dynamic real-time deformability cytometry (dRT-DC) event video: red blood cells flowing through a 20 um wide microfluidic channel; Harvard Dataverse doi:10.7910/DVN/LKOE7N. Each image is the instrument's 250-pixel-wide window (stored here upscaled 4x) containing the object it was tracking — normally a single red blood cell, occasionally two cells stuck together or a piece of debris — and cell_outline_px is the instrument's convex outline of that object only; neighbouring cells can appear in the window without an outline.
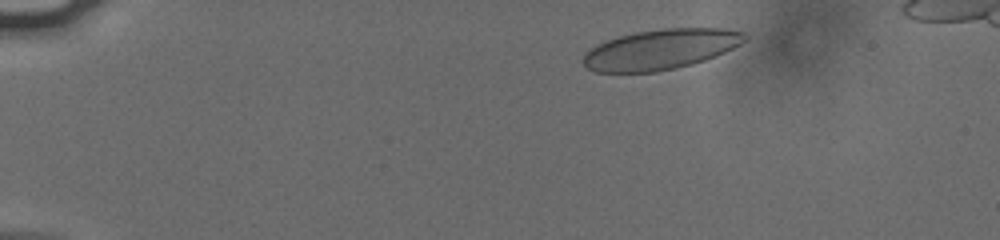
{"species": "human", "species_latin": "Homo sapiens", "temperature_condition": "cold", "stored_images_in_passage": 46, "camera_frame_rate_fps": 3000, "um_per_image_px": 0.085, "donor": {"sex": "male"}, "frame": {"image": 1, "passage_image": 1, "time_ms": 0.0, "image_size_px": [1000, 240], "cell_outline_px": [[748, 36], [740, 44], [724, 52], [704, 60], [692, 64], [676, 68], [656, 72], [596, 72], [588, 68], [584, 64], [584, 52], [608, 40], [620, 36], [636, 32], [664, 28], [724, 28], [744, 32]], "centroid_in_image_um": [56.17, 4.19], "position_along_channel_um": 28.8, "area_um2": 37.51}}
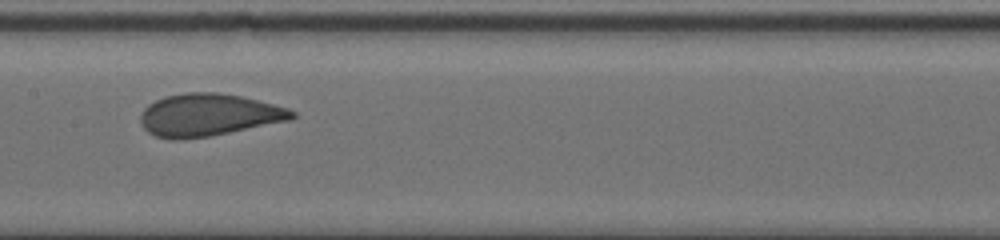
{"frame": {"image": 2, "passage_image": 21, "time_ms": 6.667, "image_size_px": [1000, 240], "cell_outline_px": [[296, 116], [292, 120], [208, 136], [180, 140], [172, 140], [156, 136], [148, 132], [144, 128], [140, 120], [140, 116], [144, 108], [148, 104], [164, 96], [188, 92], [216, 92], [240, 96], [288, 108], [296, 112]], "centroid_in_image_um": [17.71, 9.77], "position_along_channel_um": 189.7, "area_um2": 37.34}}
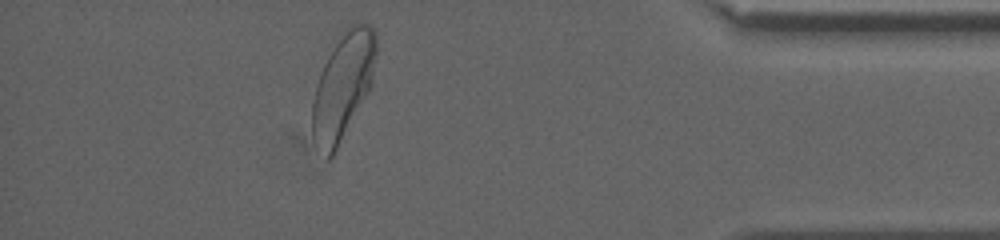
{"frame": {"image": 3, "passage_image": 41, "time_ms": 13.333, "image_size_px": [1000, 240], "cell_outline_px": [[376, 56], [372, 84], [368, 92], [332, 156], [328, 160], [312, 136], [312, 104], [316, 84], [320, 72], [328, 56], [336, 44], [348, 28], [356, 24], [368, 24], [376, 32]], "centroid_in_image_um": [29.16, 7.32], "position_along_channel_um": 406.0, "area_um2": 38.61}, "authors_computed_cell_mechanics": {"area_um2": 38.0613, "velocity_mm_per_s": 3.7832, "shape_relaxation_time_tau1_ms": 6.6391, "shape_relaxation_time_tau2_ms": null, "deformation_change_tau1": 0.1542, "deformation_change_tau2": null}}